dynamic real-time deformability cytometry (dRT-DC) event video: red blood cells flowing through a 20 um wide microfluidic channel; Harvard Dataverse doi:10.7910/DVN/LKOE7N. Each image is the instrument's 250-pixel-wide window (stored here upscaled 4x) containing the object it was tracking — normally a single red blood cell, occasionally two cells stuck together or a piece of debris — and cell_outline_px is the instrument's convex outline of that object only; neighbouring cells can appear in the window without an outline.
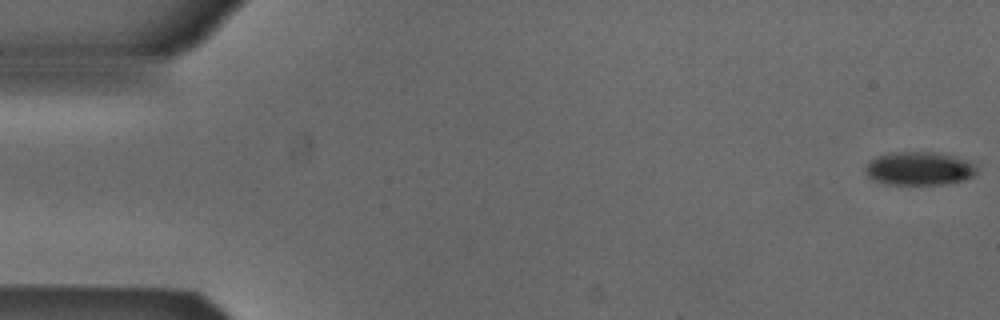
{"species": "Egyptian fruit bat (a non-hibernating species)", "species_latin": "Rousettus aegyptiacus", "temperature_condition": "cold", "stored_images_in_passage": 6, "segment_of_instrument_passage": [1, 2], "camera_frame_rate_fps": 3000, "um_per_image_px": 0.085, "animal": {"sex": "male"}, "frame": {"image": 1, "passage_image": 1, "time_ms": 0.0, "image_size_px": [1000, 320], "cell_outline_px": [[976, 172], [972, 176], [964, 180], [944, 184], [884, 184], [872, 180], [864, 172], [864, 164], [868, 160], [876, 156], [888, 152], [936, 152], [956, 156], [972, 160], [976, 164]], "centroid_in_image_um": [78.1, 14.31], "position_along_channel_um": 6.9, "area_um2": 22.25}}